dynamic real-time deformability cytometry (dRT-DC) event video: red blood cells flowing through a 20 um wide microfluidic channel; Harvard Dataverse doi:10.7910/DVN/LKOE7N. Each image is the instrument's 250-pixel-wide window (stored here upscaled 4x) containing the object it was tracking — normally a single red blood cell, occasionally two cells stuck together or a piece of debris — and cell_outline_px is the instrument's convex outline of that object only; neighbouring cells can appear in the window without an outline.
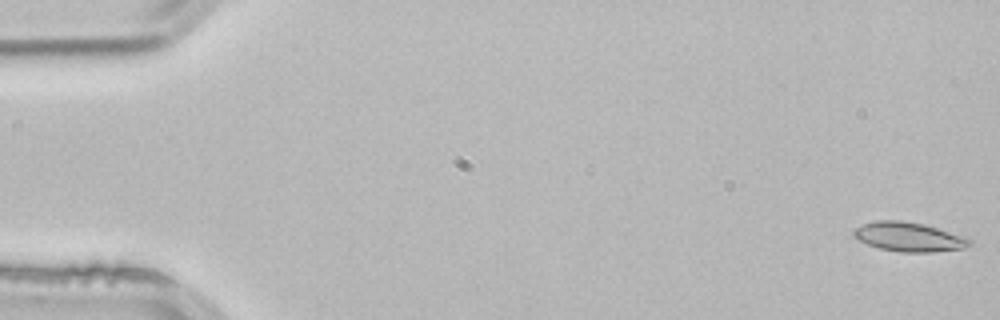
{"species": "common noctule bat (a hibernating species)", "species_latin": "Nyctalus noctula", "temperature_condition": "room temperature", "stored_images_in_passage": 4, "camera_frame_rate_fps": 3000, "um_per_image_px": 0.085, "animal": {"sex": "male", "body_mass_g": 21.5, "forearm_length_mm": 52.0}, "frame": {"image": 1, "passage_image": 1, "time_ms": 0.0, "image_size_px": [1000, 320], "cell_outline_px": [[972, 244], [964, 248], [932, 252], [900, 252], [880, 248], [868, 244], [860, 240], [852, 232], [856, 228], [864, 224], [876, 220], [900, 220], [924, 224], [968, 236], [972, 240]], "centroid_in_image_um": [77.34, 20.13], "position_along_channel_um": 7.7, "area_um2": 19.77}}
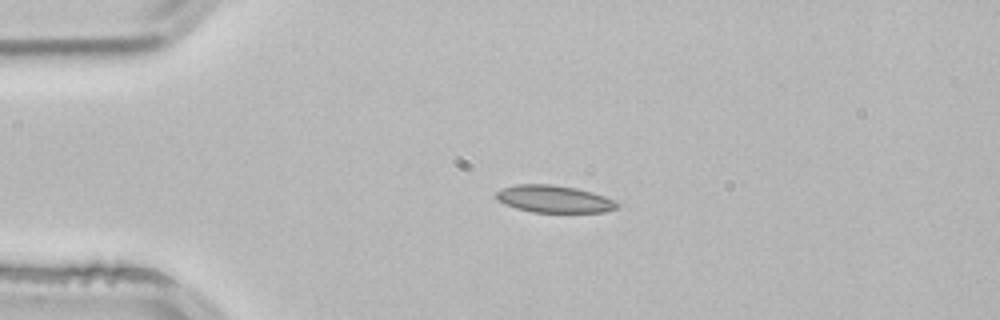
{"frame": {"image": 2, "passage_image": 3, "time_ms": 0.667, "image_size_px": [1000, 320], "cell_outline_px": [[620, 204], [616, 208], [604, 212], [532, 212], [516, 208], [500, 200], [496, 196], [496, 192], [504, 188], [516, 184], [552, 184], [576, 188], [592, 192], [604, 196]], "centroid_in_image_um": [47.12, 16.91], "position_along_channel_um": 37.9, "area_um2": 18.9}}